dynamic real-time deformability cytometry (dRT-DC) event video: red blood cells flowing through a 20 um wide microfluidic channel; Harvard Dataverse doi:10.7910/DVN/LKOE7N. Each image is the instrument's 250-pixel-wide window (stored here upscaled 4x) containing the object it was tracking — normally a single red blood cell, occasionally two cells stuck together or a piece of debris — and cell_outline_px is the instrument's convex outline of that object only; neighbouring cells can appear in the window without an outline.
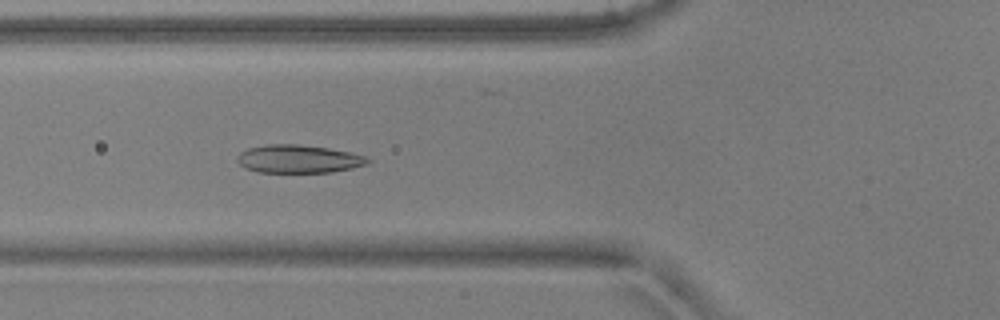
{"species": "common noctule bat (a hibernating species)", "species_latin": "Nyctalus noctula", "temperature_condition": "warm", "stored_images_in_passage": 7, "camera_frame_rate_fps": 3000, "um_per_image_px": 0.085, "animal": {"sex": "male", "body_mass_g": 17.9, "forearm_length_mm": 54.2}, "frame": {"image": 1, "passage_image": 4, "time_ms": 1.0, "image_size_px": [1000, 320], "cell_outline_px": [[372, 160], [368, 164], [352, 168], [332, 172], [256, 172], [244, 168], [236, 160], [236, 156], [240, 152], [248, 148], [264, 144], [300, 144], [328, 148], [352, 152], [364, 156]], "centroid_in_image_um": [25.36, 13.5], "position_along_channel_um": 100.4, "area_um2": 21.62}}
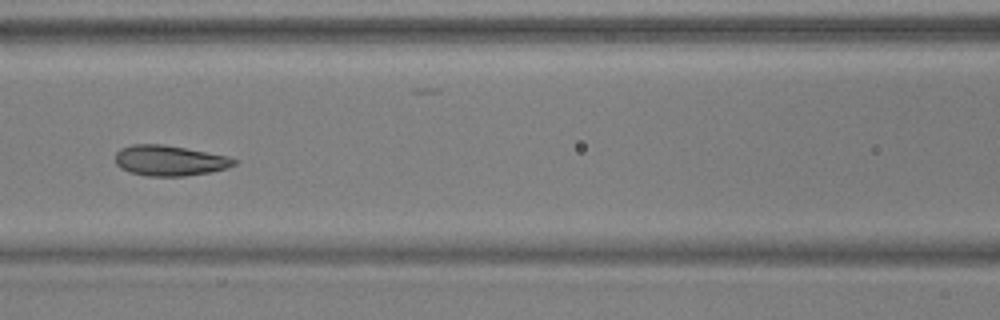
{"frame": {"image": 2, "passage_image": 5, "time_ms": 1.333, "image_size_px": [1000, 320], "cell_outline_px": [[236, 164], [228, 168], [212, 172], [184, 176], [148, 176], [128, 172], [120, 168], [116, 164], [116, 152], [120, 148], [132, 144], [164, 144], [228, 156], [236, 160]], "centroid_in_image_um": [14.4, 13.65], "position_along_channel_um": 152.2, "area_um2": 21.21}}
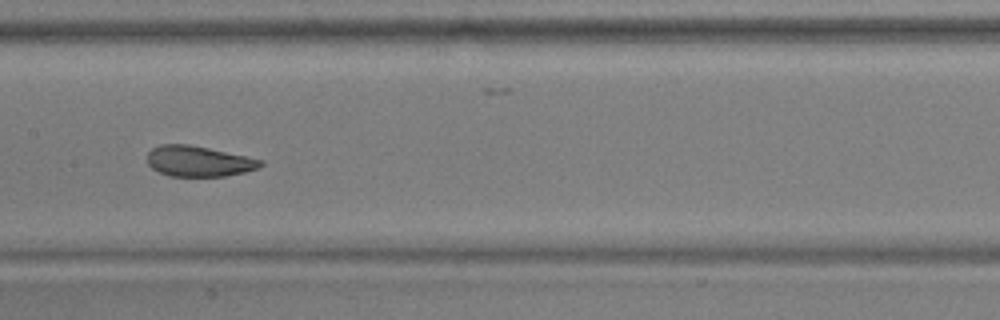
{"frame": {"image": 3, "passage_image": 6, "time_ms": 1.667, "image_size_px": [1000, 320], "cell_outline_px": [[264, 164], [256, 168], [244, 172], [224, 176], [168, 176], [152, 168], [148, 164], [148, 152], [152, 148], [160, 144], [188, 144], [208, 148], [264, 160]], "centroid_in_image_um": [16.87, 13.7], "position_along_channel_um": 190.5, "area_um2": 20.06}}